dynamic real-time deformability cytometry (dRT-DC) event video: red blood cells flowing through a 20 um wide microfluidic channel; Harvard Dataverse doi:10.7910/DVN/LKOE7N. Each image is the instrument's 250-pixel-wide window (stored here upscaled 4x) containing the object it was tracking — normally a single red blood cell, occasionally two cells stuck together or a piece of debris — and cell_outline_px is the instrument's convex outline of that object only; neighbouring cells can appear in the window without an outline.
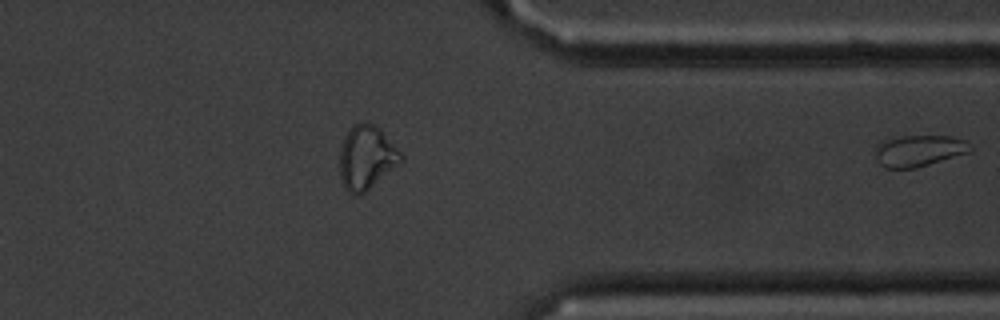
{"species": "common noctule bat (a hibernating species)", "species_latin": "Nyctalus noctula", "temperature_condition": "cold", "stored_images_in_passage": 44, "segment_of_instrument_passage": [2, 2], "camera_frame_rate_fps": 3000, "um_per_image_px": 0.085, "animal": {"sex": "male", "body_mass_g": 20.1, "forearm_length_mm": 53.5}, "frame": {"image": 1, "passage_image": 44, "time_ms": 14.333, "image_size_px": [1000, 320], "cell_outline_px": [[972, 152], [916, 168], [884, 168], [880, 164], [876, 156], [876, 144], [884, 140], [904, 136], [948, 136], [964, 140], [972, 148]], "centroid_in_image_um": [78.12, 12.82], "position_along_channel_um": 333.3, "area_um2": 17.34}}